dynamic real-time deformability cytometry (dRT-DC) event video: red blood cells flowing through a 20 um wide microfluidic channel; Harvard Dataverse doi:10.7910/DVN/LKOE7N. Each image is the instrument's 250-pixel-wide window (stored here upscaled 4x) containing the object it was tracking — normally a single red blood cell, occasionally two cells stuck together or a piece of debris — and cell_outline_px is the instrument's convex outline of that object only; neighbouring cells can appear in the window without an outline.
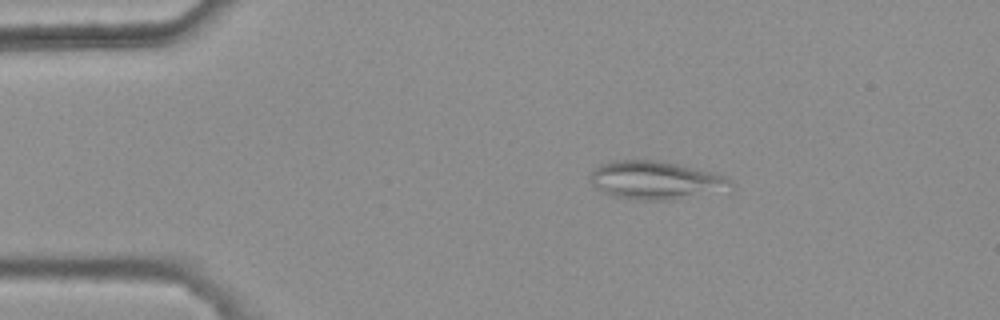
{"species": "common noctule bat (a hibernating species)", "species_latin": "Nyctalus noctula", "temperature_condition": "warm", "stored_images_in_passage": 38, "camera_frame_rate_fps": 3000, "um_per_image_px": 0.085, "animal": {"sex": "female", "body_mass_g": 25.1}, "frame": {"image": 1, "passage_image": 1, "time_ms": 0.0, "image_size_px": [1000, 320], "cell_outline_px": [[736, 184], [732, 188], [672, 200], [636, 200], [616, 196], [604, 192], [592, 184], [588, 180], [588, 176], [600, 164], [612, 160], [664, 160], [712, 172], [724, 176], [732, 180]], "centroid_in_image_um": [55.73, 15.3], "position_along_channel_um": 29.3, "area_um2": 31.39}}
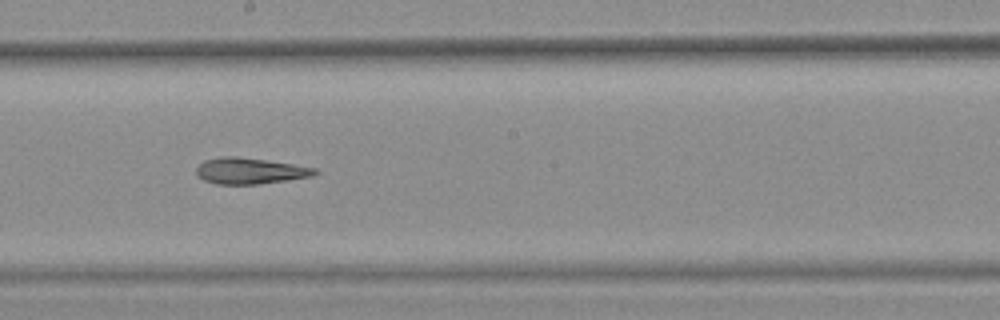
{"frame": {"image": 2, "passage_image": 21, "time_ms": 6.667, "image_size_px": [1000, 320], "cell_outline_px": [[320, 172], [312, 176], [288, 180], [260, 184], [216, 184], [204, 180], [196, 176], [196, 168], [204, 160], [224, 156], [232, 156], [264, 160], [292, 164], [316, 168]], "centroid_in_image_um": [21.24, 14.53], "position_along_channel_um": 227.0, "area_um2": 17.98}}
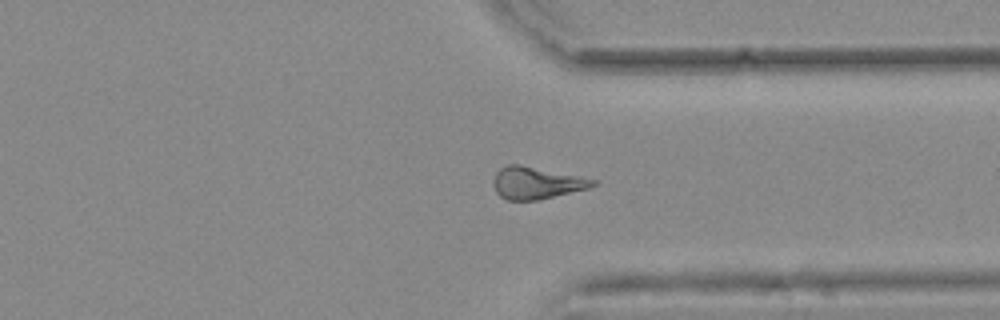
{"frame": {"image": 3, "passage_image": 32, "time_ms": 10.333, "image_size_px": [1000, 320], "cell_outline_px": [[600, 184], [588, 188], [540, 200], [508, 200], [500, 196], [496, 192], [492, 184], [492, 180], [496, 172], [500, 168], [508, 164], [520, 164], [600, 180]], "centroid_in_image_um": [45.62, 15.54], "position_along_channel_um": 365.8, "area_um2": 18.9}}